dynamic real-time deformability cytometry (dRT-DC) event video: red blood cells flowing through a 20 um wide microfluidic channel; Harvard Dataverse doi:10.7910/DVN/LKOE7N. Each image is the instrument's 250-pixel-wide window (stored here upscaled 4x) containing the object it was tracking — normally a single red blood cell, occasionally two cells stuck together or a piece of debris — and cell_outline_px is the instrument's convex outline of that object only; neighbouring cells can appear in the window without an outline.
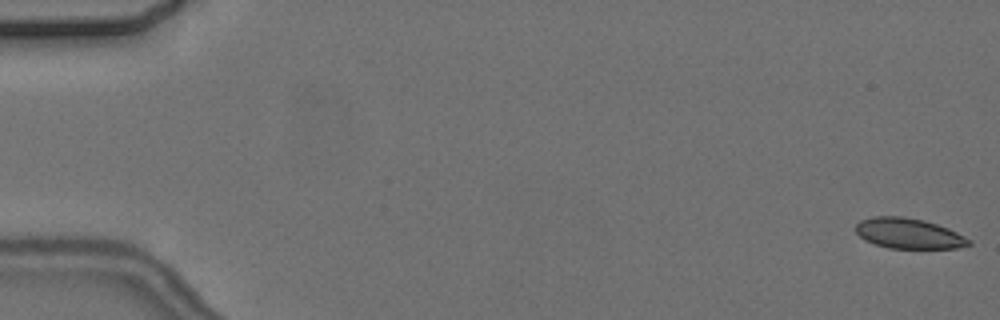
{"species": "common noctule bat (a hibernating species)", "species_latin": "Nyctalus noctula", "temperature_condition": "cold", "stored_images_in_passage": 6, "segment_of_instrument_passage": [1, 2], "camera_frame_rate_fps": 3000, "um_per_image_px": 0.085, "animal": {"sex": "female", "body_mass_g": 24.6, "forearm_length_mm": 56.2}, "frame": {"image": 1, "passage_image": 1, "time_ms": 0.0, "image_size_px": [1000, 320], "cell_outline_px": [[972, 244], [956, 248], [888, 248], [864, 240], [856, 232], [856, 224], [860, 220], [872, 216], [900, 216], [924, 220], [948, 228], [972, 240]], "centroid_in_image_um": [77.23, 19.84], "position_along_channel_um": 7.8, "area_um2": 20.0}}
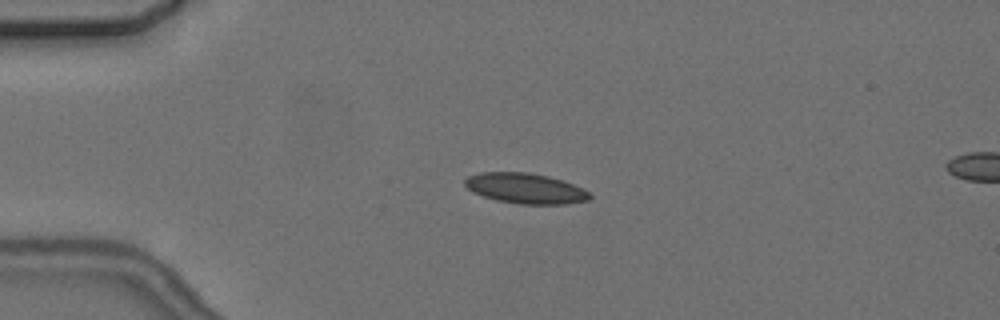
{"frame": {"image": 2, "passage_image": 4, "time_ms": 4.333, "image_size_px": [1000, 320], "cell_outline_px": [[592, 196], [588, 200], [568, 204], [520, 204], [496, 200], [472, 192], [464, 184], [464, 180], [468, 176], [480, 172], [528, 172], [548, 176], [572, 184], [588, 192]], "centroid_in_image_um": [44.63, 16.01], "position_along_channel_um": 40.4, "area_um2": 21.96}}